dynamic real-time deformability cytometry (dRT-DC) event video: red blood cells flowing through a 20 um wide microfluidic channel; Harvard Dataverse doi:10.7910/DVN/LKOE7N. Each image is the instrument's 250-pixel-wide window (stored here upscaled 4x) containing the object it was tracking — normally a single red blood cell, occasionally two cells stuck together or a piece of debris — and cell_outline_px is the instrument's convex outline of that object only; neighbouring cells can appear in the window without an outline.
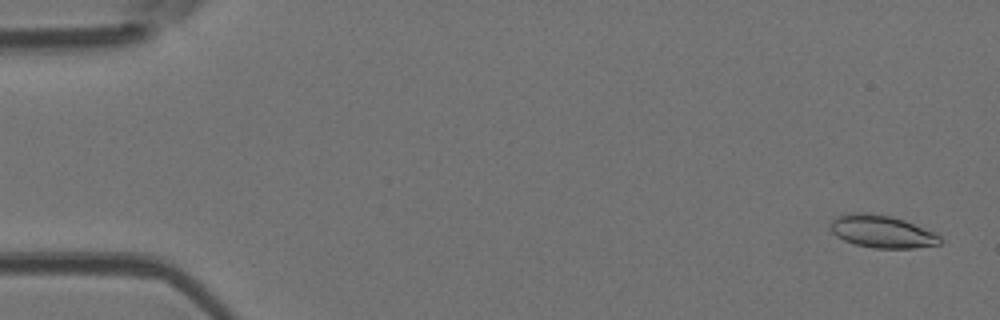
{"species": "Egyptian fruit bat (a non-hibernating species)", "species_latin": "Rousettus aegyptiacus", "temperature_condition": "room temperature", "stored_images_in_passage": 25, "camera_frame_rate_fps": 3000, "um_per_image_px": 0.085, "animal": {"sex": "female"}, "frame": {"image": 1, "passage_image": 2, "time_ms": 0.333, "image_size_px": [1000, 320], "cell_outline_px": [[944, 240], [940, 244], [916, 248], [872, 248], [856, 244], [844, 240], [836, 236], [832, 232], [832, 220], [840, 216], [852, 212], [864, 212], [892, 216], [904, 220], [936, 232]], "centroid_in_image_um": [75.03, 19.69], "position_along_channel_um": 10.0, "area_um2": 20.81}}
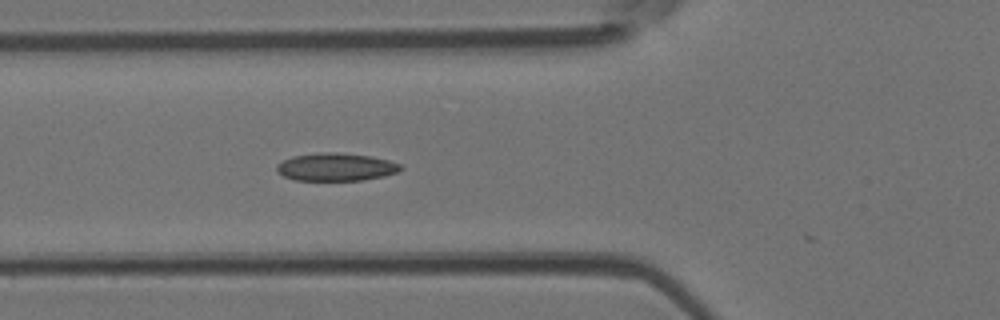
{"frame": {"image": 2, "passage_image": 18, "time_ms": 5.667, "image_size_px": [1000, 320], "cell_outline_px": [[404, 168], [396, 172], [384, 176], [360, 180], [296, 180], [284, 176], [276, 172], [276, 164], [292, 156], [320, 152], [336, 152], [372, 156], [388, 160], [400, 164]], "centroid_in_image_um": [28.54, 14.18], "position_along_channel_um": 97.3, "area_um2": 20.11}}
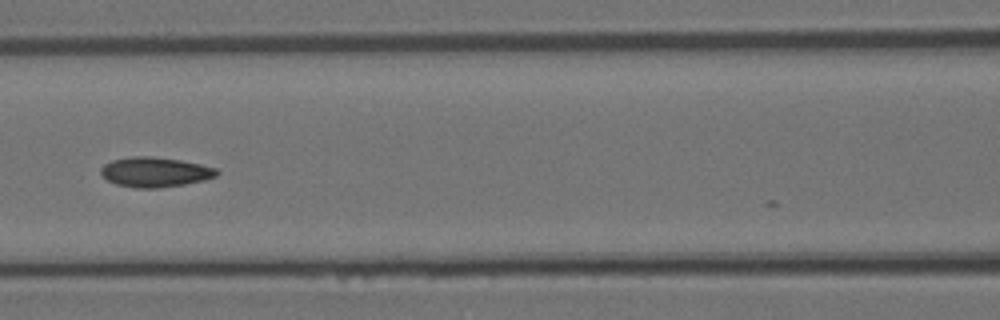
{"frame": {"image": 3, "passage_image": 22, "time_ms": 7.0, "image_size_px": [1000, 320], "cell_outline_px": [[220, 172], [216, 176], [204, 180], [184, 184], [156, 188], [136, 188], [116, 184], [108, 180], [100, 172], [100, 168], [104, 164], [112, 160], [132, 156], [148, 156], [180, 160], [200, 164], [216, 168]], "centroid_in_image_um": [13.17, 14.62], "position_along_channel_um": 153.4, "area_um2": 20.06}}